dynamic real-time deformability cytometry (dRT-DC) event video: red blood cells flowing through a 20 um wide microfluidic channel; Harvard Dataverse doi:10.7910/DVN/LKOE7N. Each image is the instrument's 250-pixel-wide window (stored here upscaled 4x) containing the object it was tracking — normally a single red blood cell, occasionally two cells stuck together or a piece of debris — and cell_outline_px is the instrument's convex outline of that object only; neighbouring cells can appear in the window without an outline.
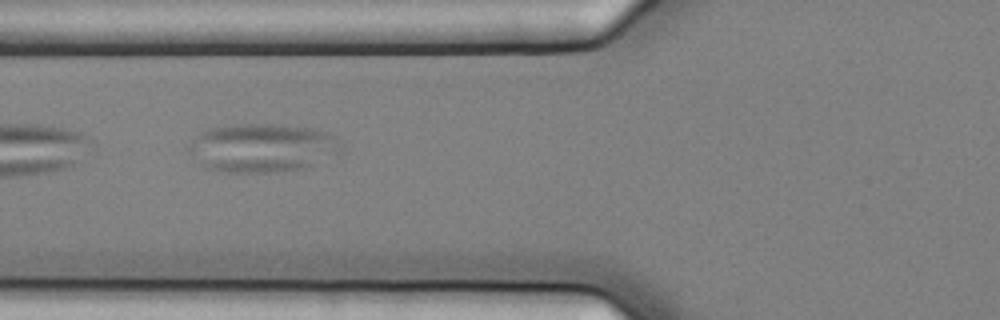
{"species": "common noctule bat (a hibernating species)", "species_latin": "Nyctalus noctula", "temperature_condition": "cold", "stored_images_in_passage": 10, "camera_frame_rate_fps": 3000, "um_per_image_px": 0.085, "animal": {"sex": "female", "body_mass_g": 25.1}, "frame": {"image": 1, "passage_image": 5, "time_ms": 1.333, "image_size_px": [1000, 320], "cell_outline_px": [[340, 156], [304, 168], [276, 172], [224, 172], [204, 168], [184, 148], [196, 136], [208, 128], [236, 124], [276, 124], [312, 128], [336, 136], [340, 140]], "centroid_in_image_um": [22.3, 12.57], "position_along_channel_um": 103.5, "area_um2": 43.81}}
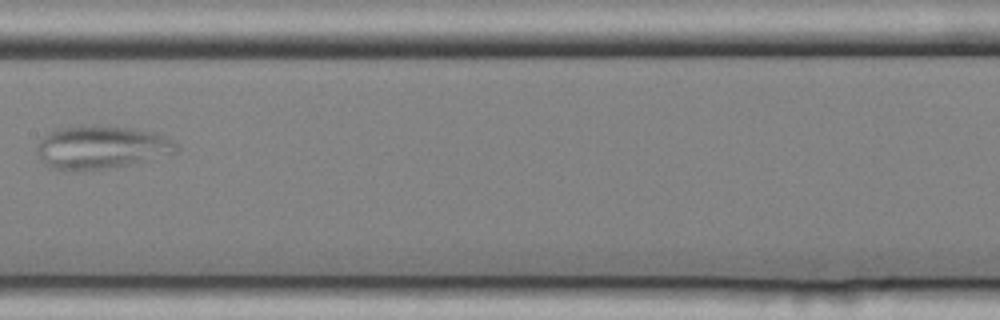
{"frame": {"image": 2, "passage_image": 7, "time_ms": 2.0, "image_size_px": [1000, 320], "cell_outline_px": [[180, 152], [148, 160], [128, 164], [104, 168], [76, 172], [64, 172], [52, 168], [44, 164], [36, 152], [36, 148], [40, 140], [44, 136], [60, 128], [128, 128], [156, 132], [172, 140], [180, 148]], "centroid_in_image_um": [8.62, 12.58], "position_along_channel_um": 198.8, "area_um2": 34.39}}
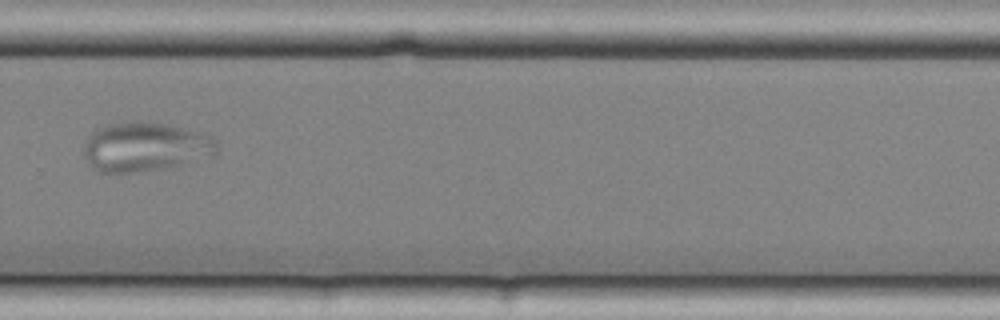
{"frame": {"image": 3, "passage_image": 10, "time_ms": 3.0, "image_size_px": [1000, 320], "cell_outline_px": [[216, 156], [136, 172], [100, 172], [92, 168], [88, 164], [84, 156], [84, 144], [100, 128], [108, 124], [140, 120], [164, 124], [184, 128], [212, 136], [216, 140]], "centroid_in_image_um": [12.34, 12.47], "position_along_channel_um": 317.5, "area_um2": 37.51}}